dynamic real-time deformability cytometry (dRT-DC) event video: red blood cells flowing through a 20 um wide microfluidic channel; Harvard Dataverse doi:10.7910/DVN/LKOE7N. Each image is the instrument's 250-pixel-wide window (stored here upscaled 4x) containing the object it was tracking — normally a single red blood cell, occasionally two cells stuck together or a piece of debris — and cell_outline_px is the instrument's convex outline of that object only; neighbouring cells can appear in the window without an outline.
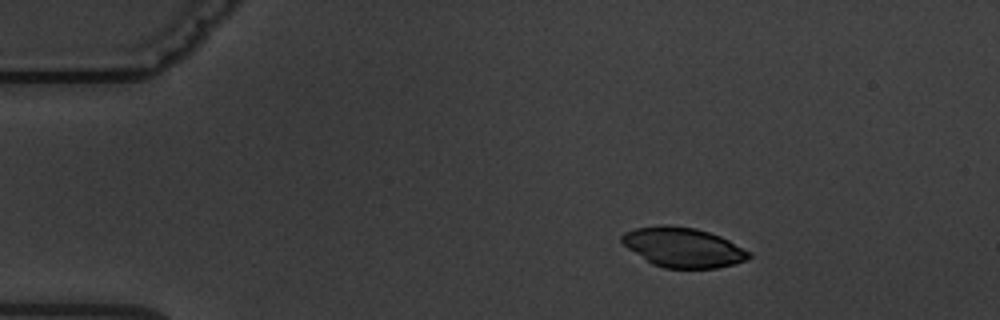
{"species": "common noctule bat (a hibernating species)", "species_latin": "Nyctalus noctula", "temperature_condition": "warm", "stored_images_in_passage": 6, "camera_frame_rate_fps": 3000, "um_per_image_px": 0.085, "animal": {"sex": "male", "body_mass_g": 19.5, "forearm_length_mm": 54.6}, "frame": {"image": 1, "passage_image": 3, "time_ms": 2.333, "image_size_px": [1000, 320], "cell_outline_px": [[752, 256], [748, 260], [716, 268], [664, 268], [652, 264], [628, 248], [620, 240], [620, 236], [624, 232], [636, 228], [660, 224], [668, 224], [696, 228], [720, 236], [752, 252]], "centroid_in_image_um": [58.06, 21.01], "position_along_channel_um": 26.9, "area_um2": 29.54}}